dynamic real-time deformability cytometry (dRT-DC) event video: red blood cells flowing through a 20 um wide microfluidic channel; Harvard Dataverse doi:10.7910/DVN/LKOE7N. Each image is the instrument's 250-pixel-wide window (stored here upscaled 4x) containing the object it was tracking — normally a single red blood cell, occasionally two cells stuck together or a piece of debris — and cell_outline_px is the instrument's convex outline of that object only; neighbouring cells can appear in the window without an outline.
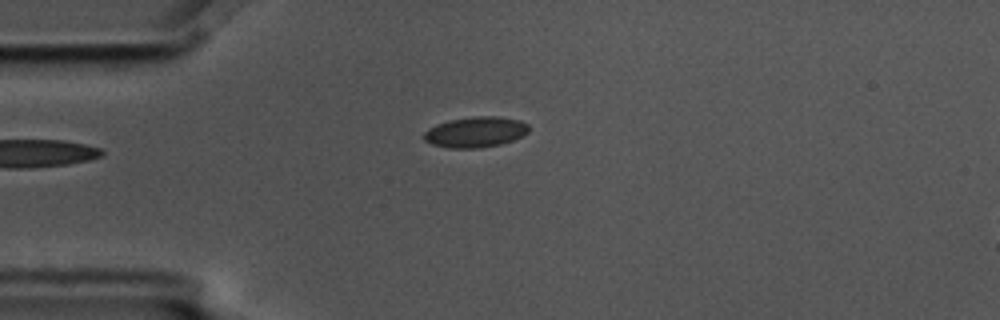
{"species": "common noctule bat (a hibernating species)", "species_latin": "Nyctalus noctula", "temperature_condition": "cold", "stored_images_in_passage": 2, "camera_frame_rate_fps": 3000, "um_per_image_px": 0.085, "animal": {"sex": "male", "body_mass_g": 17.5, "forearm_length_mm": 52.3}, "frame": {"image": 1, "passage_image": 2, "time_ms": 0.333, "image_size_px": [1000, 320], "cell_outline_px": [[528, 132], [512, 140], [500, 144], [476, 148], [448, 148], [432, 144], [424, 140], [424, 132], [428, 128], [436, 124], [448, 120], [476, 116], [500, 116], [520, 120], [528, 124]], "centroid_in_image_um": [40.4, 11.21], "position_along_channel_um": 44.6, "area_um2": 18.67}}